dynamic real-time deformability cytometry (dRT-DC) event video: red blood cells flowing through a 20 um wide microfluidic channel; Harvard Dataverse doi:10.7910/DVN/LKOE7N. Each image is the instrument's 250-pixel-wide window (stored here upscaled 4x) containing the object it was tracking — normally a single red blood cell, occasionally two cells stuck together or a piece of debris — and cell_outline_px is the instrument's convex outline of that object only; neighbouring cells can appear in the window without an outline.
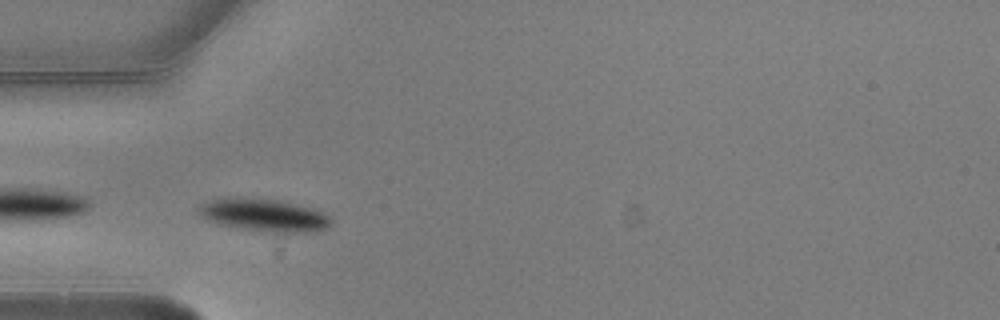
{"species": "common noctule bat (a hibernating species)", "species_latin": "Nyctalus noctula", "temperature_condition": "warm", "stored_images_in_passage": 7, "camera_frame_rate_fps": 3000, "um_per_image_px": 0.085, "animal": {"sex": "male", "body_mass_g": 20.5, "forearm_length_mm": 52.5}, "frame": {"image": 1, "passage_image": 3, "time_ms": 0.667, "image_size_px": [1000, 320], "cell_outline_px": [[332, 224], [324, 228], [312, 232], [268, 232], [220, 224], [208, 220], [200, 216], [200, 204], [224, 196], [240, 196], [280, 200], [300, 204], [316, 208], [324, 212], [332, 220]], "centroid_in_image_um": [22.47, 18.25], "position_along_channel_um": 62.5, "area_um2": 25.49}}
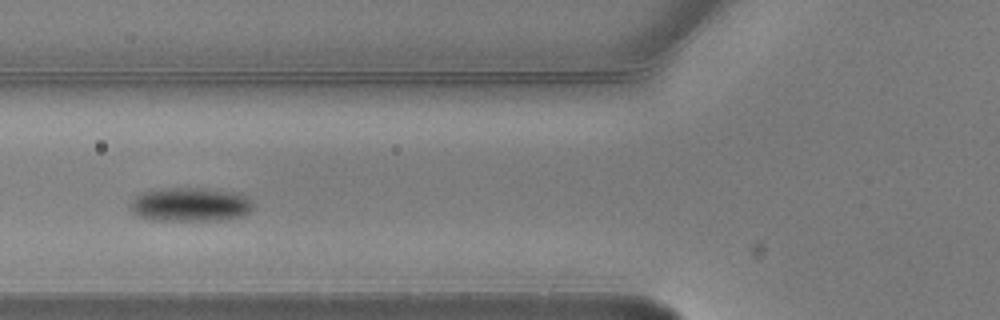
{"frame": {"image": 2, "passage_image": 4, "time_ms": 1.0, "image_size_px": [1000, 320], "cell_outline_px": [[252, 208], [248, 212], [240, 216], [224, 220], [152, 220], [140, 216], [132, 212], [128, 208], [128, 204], [140, 192], [160, 188], [204, 188], [236, 192], [252, 200]], "centroid_in_image_um": [16.12, 17.37], "position_along_channel_um": 109.7, "area_um2": 24.45}}
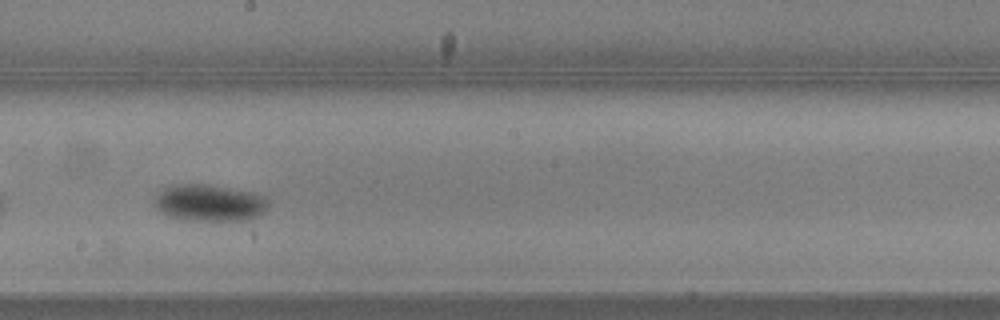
{"frame": {"image": 3, "passage_image": 7, "time_ms": 2.0, "image_size_px": [1000, 320], "cell_outline_px": [[268, 208], [264, 212], [248, 220], [184, 220], [168, 216], [160, 212], [152, 204], [152, 200], [164, 188], [172, 184], [208, 184], [256, 192], [264, 196], [268, 200]], "centroid_in_image_um": [17.79, 17.23], "position_along_channel_um": 230.4, "area_um2": 24.8}}